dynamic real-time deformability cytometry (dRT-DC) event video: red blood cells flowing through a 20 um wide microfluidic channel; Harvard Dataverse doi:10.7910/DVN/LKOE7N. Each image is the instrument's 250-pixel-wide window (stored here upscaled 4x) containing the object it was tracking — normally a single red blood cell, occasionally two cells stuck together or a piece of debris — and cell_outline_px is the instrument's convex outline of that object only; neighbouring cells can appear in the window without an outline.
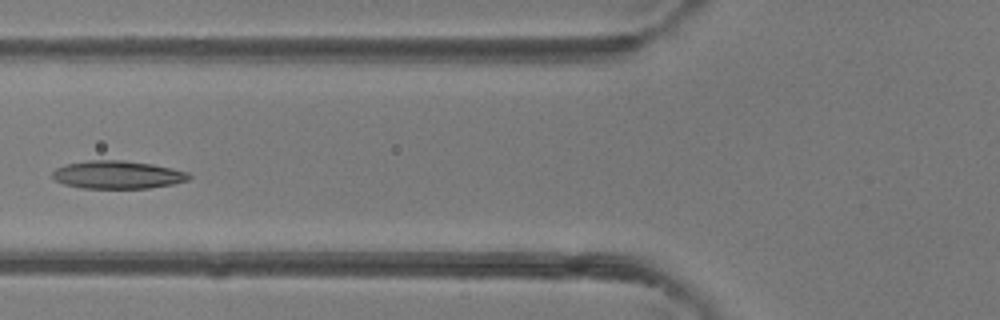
{"species": "common noctule bat (a hibernating species)", "species_latin": "Nyctalus noctula", "temperature_condition": "room temperature", "stored_images_in_passage": 2, "camera_frame_rate_fps": 3000, "um_per_image_px": 0.085, "animal": {"sex": "female"}, "frame": {"image": 1, "passage_image": 2, "time_ms": 1.0, "image_size_px": [1000, 320], "cell_outline_px": [[192, 176], [188, 180], [172, 184], [148, 188], [80, 188], [64, 184], [56, 180], [52, 176], [52, 172], [56, 168], [64, 164], [88, 160], [124, 160], [152, 164], [172, 168], [188, 172]], "centroid_in_image_um": [9.98, 14.85], "position_along_channel_um": 115.8, "area_um2": 22.31}}